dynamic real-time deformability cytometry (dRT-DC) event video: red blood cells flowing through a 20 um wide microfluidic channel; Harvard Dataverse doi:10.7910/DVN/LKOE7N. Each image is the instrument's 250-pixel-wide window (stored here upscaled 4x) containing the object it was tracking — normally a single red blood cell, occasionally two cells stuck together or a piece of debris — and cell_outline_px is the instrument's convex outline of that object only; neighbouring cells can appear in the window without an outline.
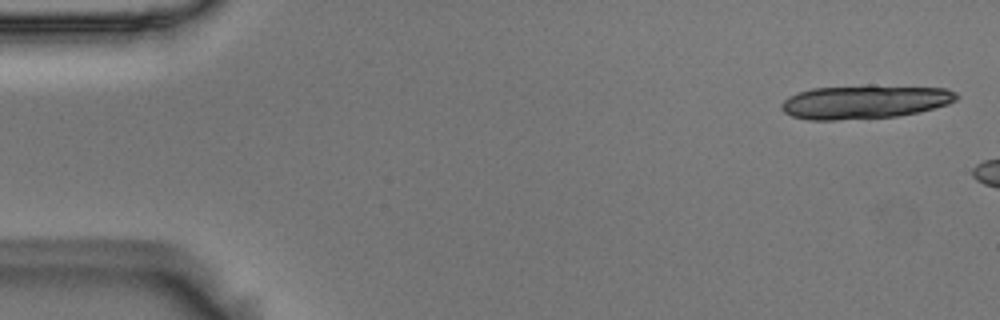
{"species": "Egyptian fruit bat (a non-hibernating species)", "species_latin": "Rousettus aegyptiacus", "temperature_condition": "room temperature", "stored_images_in_passage": 7, "camera_frame_rate_fps": 3000, "um_per_image_px": 0.085, "animal": {"sex": "male"}, "frame": {"image": 1, "passage_image": 2, "time_ms": 0.333, "image_size_px": [1000, 320], "cell_outline_px": [[960, 96], [956, 100], [948, 104], [916, 112], [896, 116], [836, 120], [808, 120], [792, 116], [784, 112], [780, 108], [780, 104], [788, 96], [796, 92], [812, 88], [868, 84], [872, 84], [948, 88], [956, 92]], "centroid_in_image_um": [73.48, 8.62], "position_along_channel_um": 11.5, "area_um2": 35.03}}